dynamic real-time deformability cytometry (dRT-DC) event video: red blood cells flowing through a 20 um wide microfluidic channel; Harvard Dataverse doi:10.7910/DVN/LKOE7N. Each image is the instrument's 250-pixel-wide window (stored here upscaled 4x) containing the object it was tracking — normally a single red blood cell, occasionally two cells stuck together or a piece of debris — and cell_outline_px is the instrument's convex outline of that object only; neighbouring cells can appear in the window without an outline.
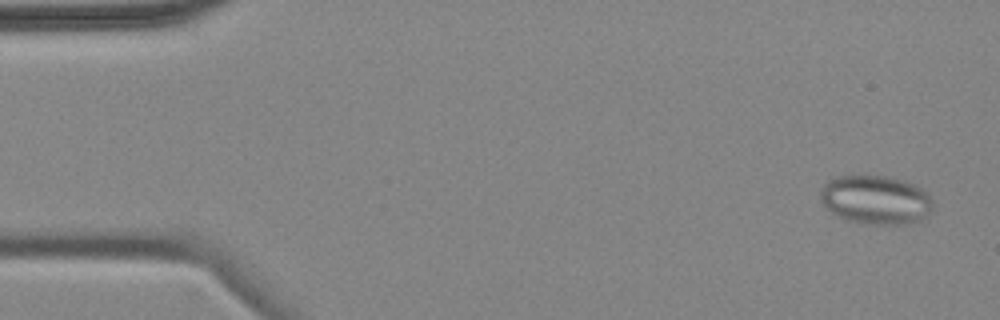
{"species": "common noctule bat (a hibernating species)", "species_latin": "Nyctalus noctula", "temperature_condition": "cold", "stored_images_in_passage": 4, "camera_frame_rate_fps": 3000, "um_per_image_px": 0.085, "animal": {"sex": "female", "body_mass_g": 18.4}, "frame": {"image": 1, "passage_image": 1, "time_ms": 0.0, "image_size_px": [1000, 320], "cell_outline_px": [[932, 208], [920, 220], [896, 224], [868, 224], [844, 220], [832, 212], [824, 204], [820, 196], [820, 188], [828, 180], [840, 176], [884, 176], [908, 180], [920, 188], [932, 200]], "centroid_in_image_um": [74.4, 16.97], "position_along_channel_um": 10.6, "area_um2": 31.73}}